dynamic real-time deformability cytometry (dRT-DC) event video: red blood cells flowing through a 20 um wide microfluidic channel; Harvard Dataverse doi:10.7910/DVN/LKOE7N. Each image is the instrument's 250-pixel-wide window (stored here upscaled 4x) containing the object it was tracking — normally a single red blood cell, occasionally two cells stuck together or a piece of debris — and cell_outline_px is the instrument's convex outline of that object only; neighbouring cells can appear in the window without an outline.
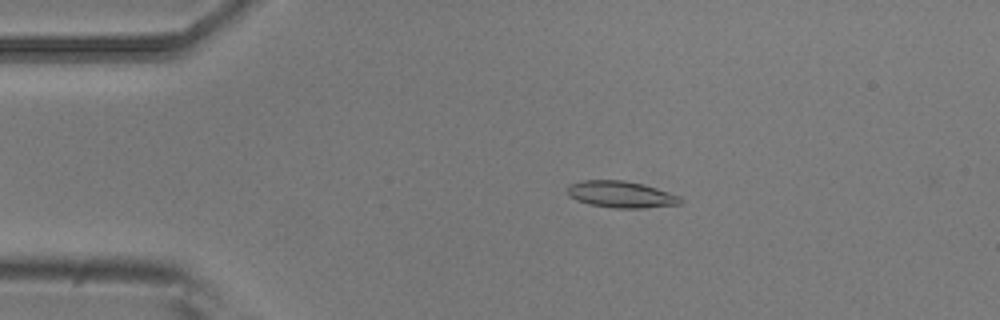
{"species": "common noctule bat (a hibernating species)", "species_latin": "Nyctalus noctula", "temperature_condition": "room temperature", "stored_images_in_passage": 54, "camera_frame_rate_fps": 3000, "um_per_image_px": 0.085, "animal": {"sex": "male", "body_mass_g": 20.5, "forearm_length_mm": 52.5}, "frame": {"image": 1, "passage_image": 11, "time_ms": 3.333, "image_size_px": [1000, 320], "cell_outline_px": [[684, 200], [680, 204], [644, 208], [616, 208], [588, 204], [576, 200], [568, 196], [568, 184], [580, 180], [624, 180], [644, 184], [680, 196]], "centroid_in_image_um": [52.77, 16.52], "position_along_channel_um": 32.2, "area_um2": 17.69}}
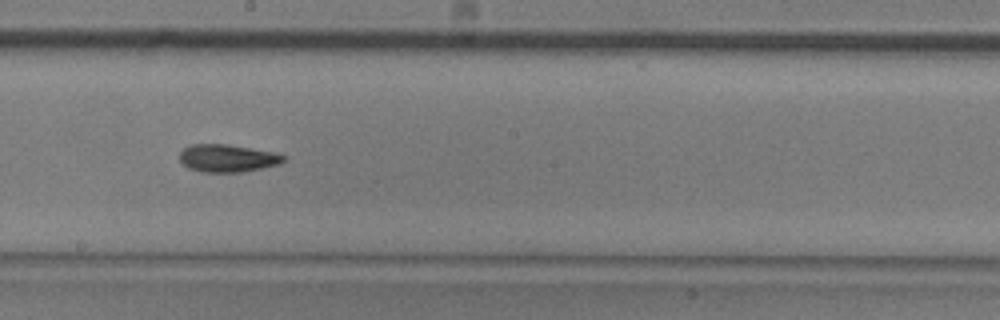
{"frame": {"image": 2, "passage_image": 30, "time_ms": 9.667, "image_size_px": [1000, 320], "cell_outline_px": [[284, 160], [280, 164], [240, 172], [204, 172], [188, 168], [180, 160], [180, 152], [184, 148], [192, 144], [228, 144], [276, 152], [284, 156]], "centroid_in_image_um": [19.33, 13.44], "position_along_channel_um": 228.9, "area_um2": 16.65}}
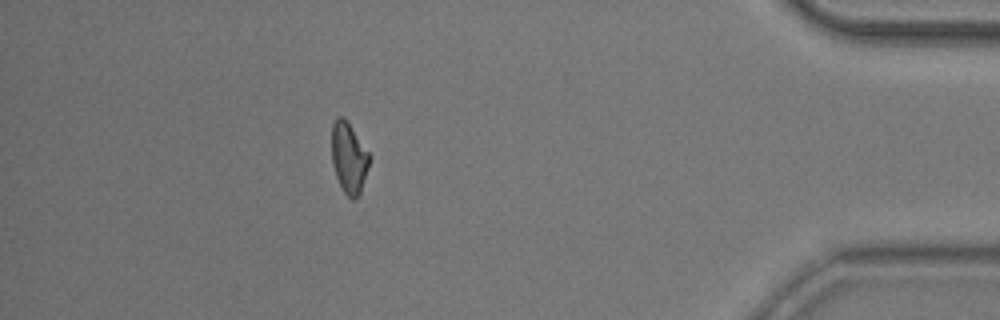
{"frame": {"image": 3, "passage_image": 48, "time_ms": 15.667, "image_size_px": [1000, 320], "cell_outline_px": [[372, 156], [360, 192], [356, 200], [352, 200], [344, 192], [336, 176], [332, 164], [332, 124], [336, 116], [344, 116]], "centroid_in_image_um": [29.66, 13.39], "position_along_channel_um": 405.5, "area_um2": 15.72}, "authors_computed_cell_mechanics": {"area_um2": 16.6175, "velocity_mm_per_s": 3.7633, "shape_relaxation_time_tau1_ms": 3.9926, "shape_relaxation_time_tau2_ms": 8.1824, "deformation_change_tau1": 0.1262, "deformation_change_tau2": 0.1597}}